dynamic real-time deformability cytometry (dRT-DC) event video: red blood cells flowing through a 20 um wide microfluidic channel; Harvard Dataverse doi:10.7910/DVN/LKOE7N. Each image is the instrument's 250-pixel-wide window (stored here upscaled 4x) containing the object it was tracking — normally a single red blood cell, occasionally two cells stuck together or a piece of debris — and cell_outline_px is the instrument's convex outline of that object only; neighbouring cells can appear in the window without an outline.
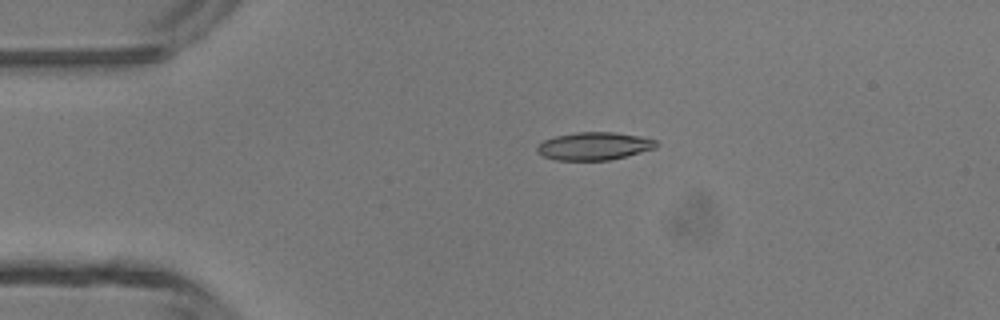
{"species": "common noctule bat (a hibernating species)", "species_latin": "Nyctalus noctula", "temperature_condition": "room temperature", "stored_images_in_passage": 2, "camera_frame_rate_fps": 3000, "um_per_image_px": 0.085, "animal": {"sex": "male", "body_mass_g": 13.3}, "frame": {"image": 1, "passage_image": 1, "time_ms": 0.0, "image_size_px": [1000, 320], "cell_outline_px": [[660, 144], [656, 148], [608, 160], [556, 160], [544, 156], [536, 152], [536, 148], [544, 140], [556, 136], [576, 132], [612, 132], [640, 136], [656, 140]], "centroid_in_image_um": [50.51, 12.41], "position_along_channel_um": 34.5, "area_um2": 19.19}}